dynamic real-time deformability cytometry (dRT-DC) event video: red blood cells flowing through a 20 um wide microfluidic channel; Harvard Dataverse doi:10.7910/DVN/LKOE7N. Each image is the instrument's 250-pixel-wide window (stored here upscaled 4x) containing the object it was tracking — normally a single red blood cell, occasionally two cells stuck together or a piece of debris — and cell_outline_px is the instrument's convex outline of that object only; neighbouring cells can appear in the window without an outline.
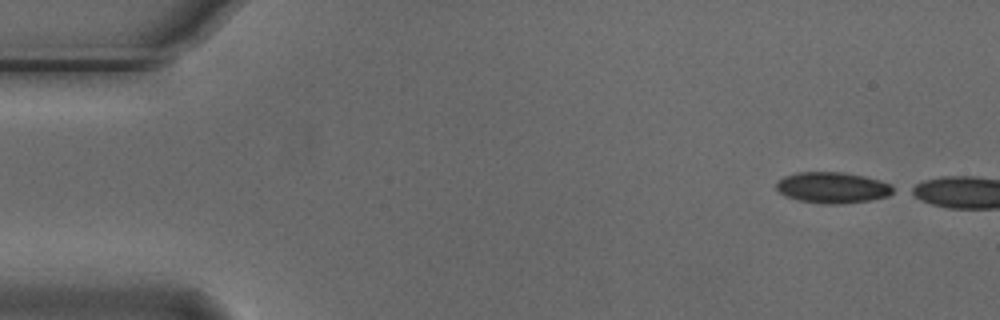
{"species": "Egyptian fruit bat (a non-hibernating species)", "species_latin": "Rousettus aegyptiacus", "temperature_condition": "cold", "stored_images_in_passage": 14, "camera_frame_rate_fps": 3000, "um_per_image_px": 0.085, "animal": {"sex": "male"}, "frame": {"image": 1, "passage_image": 1, "time_ms": 0.0, "image_size_px": [1000, 320], "cell_outline_px": [[900, 188], [896, 192], [888, 196], [868, 200], [840, 204], [824, 204], [800, 200], [784, 196], [776, 188], [776, 180], [784, 176], [800, 172], [844, 172], [864, 176], [880, 180], [892, 184]], "centroid_in_image_um": [70.82, 15.94], "position_along_channel_um": 14.2, "area_um2": 21.44}}
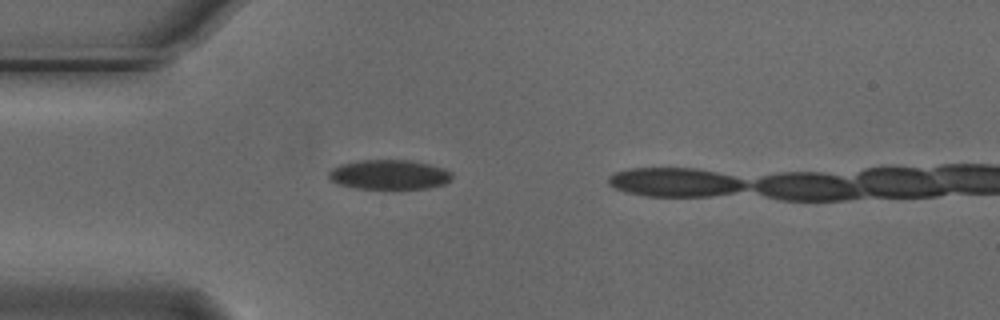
{"frame": {"image": 2, "passage_image": 12, "time_ms": 3.667, "image_size_px": [1000, 320], "cell_outline_px": [[452, 180], [444, 184], [428, 188], [396, 192], [356, 188], [336, 184], [328, 180], [328, 172], [332, 168], [340, 164], [364, 160], [408, 160], [428, 164], [444, 168], [452, 172]], "centroid_in_image_um": [33.08, 14.9], "position_along_channel_um": 51.9, "area_um2": 22.37}}